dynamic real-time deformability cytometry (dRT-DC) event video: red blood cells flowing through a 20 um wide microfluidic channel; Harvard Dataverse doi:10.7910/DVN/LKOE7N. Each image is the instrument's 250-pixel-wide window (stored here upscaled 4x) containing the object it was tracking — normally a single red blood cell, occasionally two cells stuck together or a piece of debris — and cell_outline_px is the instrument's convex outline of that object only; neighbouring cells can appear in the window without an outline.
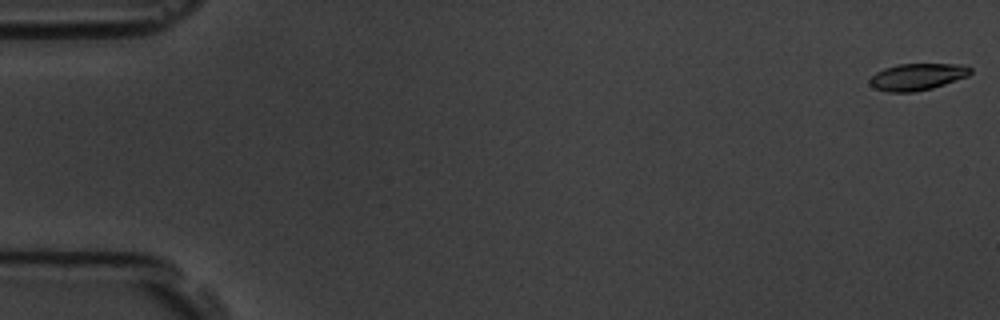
{"species": "common noctule bat (a hibernating species)", "species_latin": "Nyctalus noctula", "temperature_condition": "room temperature", "stored_images_in_passage": 6, "segment_of_instrument_passage": [1, 2], "camera_frame_rate_fps": 3000, "um_per_image_px": 0.085, "animal": {"sex": "male", "body_mass_g": 19.5, "forearm_length_mm": 54.6}, "frame": {"image": 1, "passage_image": 1, "time_ms": 0.0, "image_size_px": [1000, 320], "cell_outline_px": [[972, 72], [968, 76], [932, 88], [912, 92], [888, 92], [876, 88], [868, 84], [868, 80], [876, 72], [884, 68], [900, 64], [960, 64], [972, 68]], "centroid_in_image_um": [77.96, 6.52], "position_along_channel_um": 7.0, "area_um2": 15.66}}
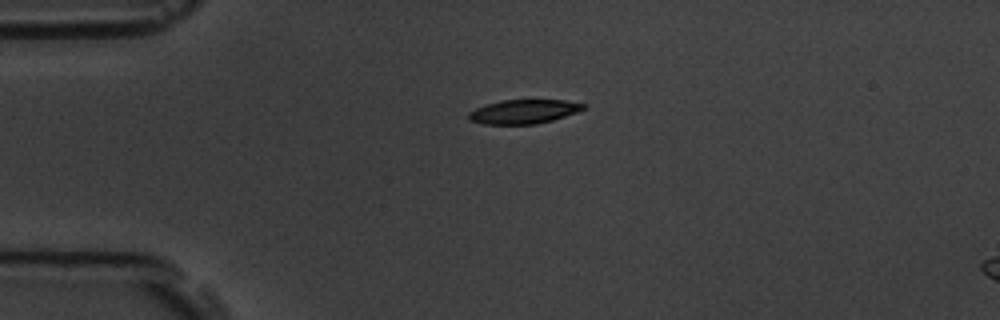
{"frame": {"image": 2, "passage_image": 4, "time_ms": 4.333, "image_size_px": [1000, 320], "cell_outline_px": [[584, 108], [576, 112], [552, 120], [536, 124], [484, 124], [468, 120], [468, 112], [476, 108], [500, 100], [564, 100], [584, 104]], "centroid_in_image_um": [44.46, 9.49], "position_along_channel_um": 40.5, "area_um2": 15.9}}